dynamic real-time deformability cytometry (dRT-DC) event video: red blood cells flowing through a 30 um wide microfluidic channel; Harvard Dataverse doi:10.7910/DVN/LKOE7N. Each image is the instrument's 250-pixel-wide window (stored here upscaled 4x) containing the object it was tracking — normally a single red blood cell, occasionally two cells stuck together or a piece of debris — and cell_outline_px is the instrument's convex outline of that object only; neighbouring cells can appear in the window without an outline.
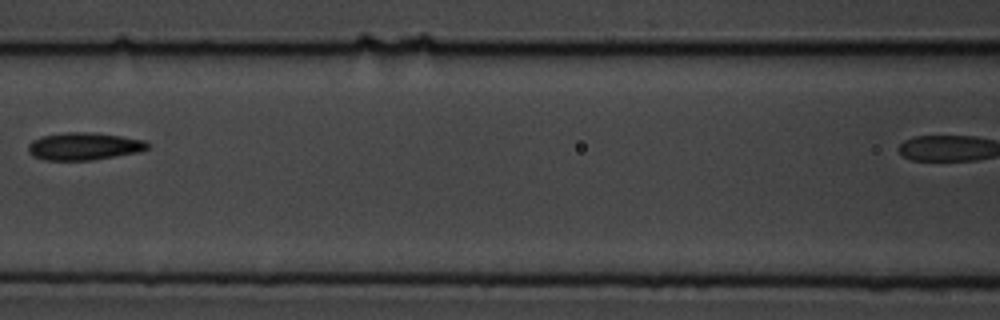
{"species": "common noctule bat (a hibernating species)", "species_latin": "Nyctalus noctula", "temperature_condition": "cold", "stored_images_in_passage": 10, "camera_frame_rate_fps": 3000, "um_per_image_px": 0.085, "animal": {"sex": "male", "body_mass_g": 19.5, "forearm_length_mm": 54.6}, "frame": {"image": 1, "passage_image": 6, "time_ms": 5.667, "image_size_px": [1000, 320], "cell_outline_px": [[152, 144], [148, 148], [140, 152], [92, 160], [44, 160], [32, 156], [28, 152], [28, 144], [32, 140], [44, 136], [64, 132], [92, 132], [120, 136], [144, 140]], "centroid_in_image_um": [7.15, 12.44], "position_along_channel_um": 159.5, "area_um2": 19.25}}
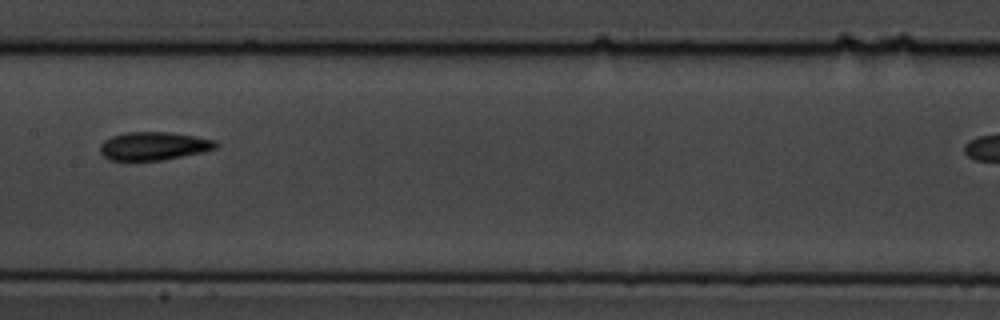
{"frame": {"image": 2, "passage_image": 7, "time_ms": 6.667, "image_size_px": [1000, 320], "cell_outline_px": [[220, 144], [216, 148], [200, 152], [164, 160], [108, 160], [100, 152], [100, 144], [104, 140], [112, 136], [124, 132], [168, 132], [216, 140]], "centroid_in_image_um": [13.04, 12.41], "position_along_channel_um": 194.4, "area_um2": 18.96}}
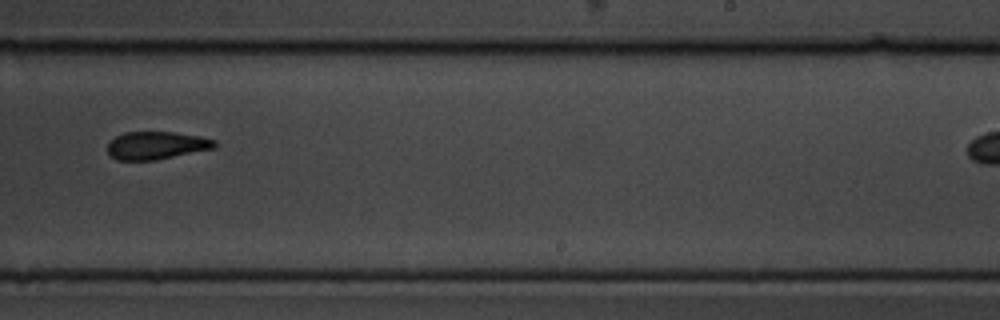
{"frame": {"image": 3, "passage_image": 9, "time_ms": 9.0, "image_size_px": [1000, 320], "cell_outline_px": [[216, 148], [156, 160], [116, 160], [108, 152], [108, 140], [124, 132], [172, 132], [200, 136], [216, 140]], "centroid_in_image_um": [13.29, 12.36], "position_along_channel_um": 275.7, "area_um2": 17.46}}